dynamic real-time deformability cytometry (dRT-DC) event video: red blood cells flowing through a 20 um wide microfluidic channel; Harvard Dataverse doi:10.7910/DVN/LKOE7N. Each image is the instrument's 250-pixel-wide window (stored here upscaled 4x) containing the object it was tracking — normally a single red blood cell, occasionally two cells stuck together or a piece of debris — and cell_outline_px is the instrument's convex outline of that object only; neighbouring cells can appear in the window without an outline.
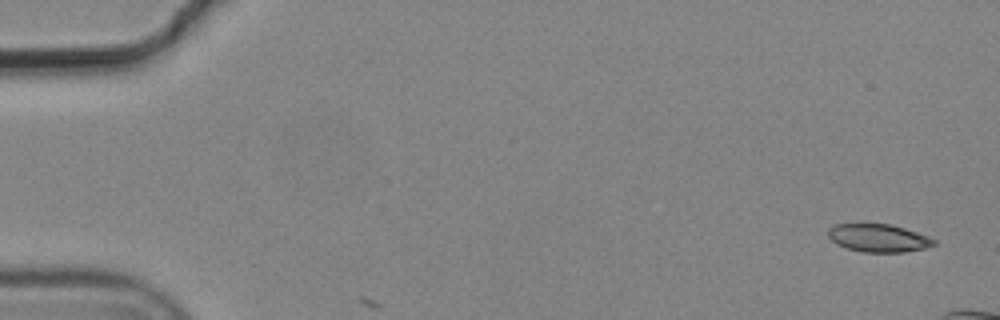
{"species": "common noctule bat (a hibernating species)", "species_latin": "Nyctalus noctula", "temperature_condition": "cold", "stored_images_in_passage": 2, "camera_frame_rate_fps": 3000, "um_per_image_px": 0.085, "animal": {"sex": "male", "body_mass_g": 19.2, "forearm_length_mm": 51.8}, "frame": {"image": 1, "passage_image": 1, "time_ms": 0.0, "image_size_px": [1000, 320], "cell_outline_px": [[936, 244], [924, 248], [904, 252], [864, 252], [848, 248], [836, 244], [828, 236], [828, 228], [836, 224], [888, 224], [904, 228], [928, 236], [936, 240]], "centroid_in_image_um": [74.66, 20.23], "position_along_channel_um": 10.3, "area_um2": 17.05}}